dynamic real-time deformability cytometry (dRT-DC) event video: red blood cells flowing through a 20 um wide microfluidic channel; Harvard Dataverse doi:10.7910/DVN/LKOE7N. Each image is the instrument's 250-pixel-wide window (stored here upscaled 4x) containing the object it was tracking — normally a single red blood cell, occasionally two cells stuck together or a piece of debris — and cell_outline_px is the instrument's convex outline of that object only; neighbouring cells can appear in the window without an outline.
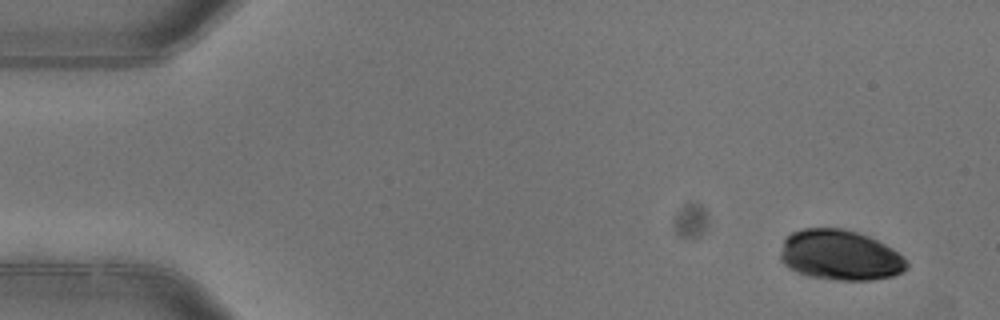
{"species": "common noctule bat (a hibernating species)", "species_latin": "Nyctalus noctula", "temperature_condition": "warm", "stored_images_in_passage": 5, "camera_frame_rate_fps": 3000, "um_per_image_px": 0.085, "animal": {"sex": "female"}, "frame": {"image": 1, "passage_image": 1, "time_ms": 0.0, "image_size_px": [1000, 320], "cell_outline_px": [[908, 268], [904, 272], [892, 276], [872, 280], [836, 280], [808, 276], [796, 272], [788, 268], [780, 260], [780, 252], [784, 240], [792, 232], [804, 228], [840, 228], [856, 232], [868, 236], [892, 248], [904, 256], [908, 264]], "centroid_in_image_um": [71.41, 21.7], "position_along_channel_um": 13.6, "area_um2": 37.22}}